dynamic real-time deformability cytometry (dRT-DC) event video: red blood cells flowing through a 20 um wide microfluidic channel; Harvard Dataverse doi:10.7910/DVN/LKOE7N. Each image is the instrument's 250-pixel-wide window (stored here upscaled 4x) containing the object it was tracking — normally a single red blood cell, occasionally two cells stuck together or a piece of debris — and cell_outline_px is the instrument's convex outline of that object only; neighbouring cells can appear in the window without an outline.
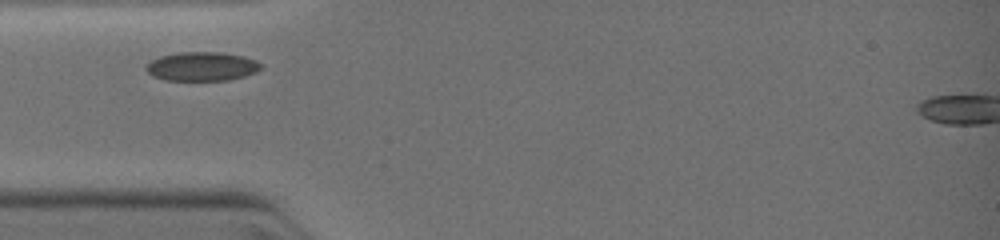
{"species": "common noctule bat (a hibernating species)", "species_latin": "Nyctalus noctula", "temperature_condition": "warm", "stored_images_in_passage": 4, "camera_frame_rate_fps": 3000, "um_per_image_px": 0.085, "animal": {"sex": "female", "body_mass_g": 19.0, "forearm_length_mm": 51.5}, "frame": {"image": 1, "passage_image": 1, "time_ms": 0.0, "image_size_px": [1000, 240], "cell_outline_px": [[264, 68], [256, 72], [244, 76], [228, 80], [164, 80], [152, 76], [144, 68], [152, 60], [160, 56], [180, 52], [220, 52], [244, 56], [256, 60]], "centroid_in_image_um": [17.17, 5.64], "position_along_channel_um": 67.8, "area_um2": 19.42}}
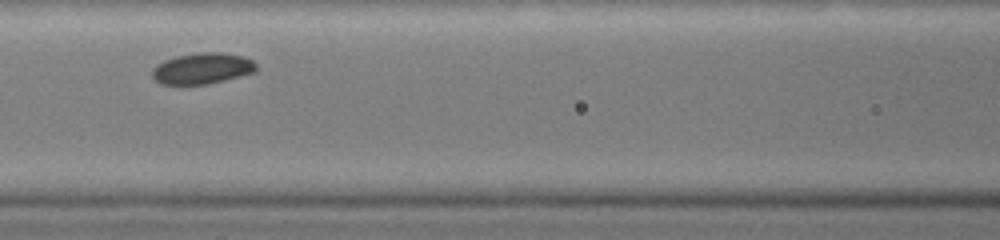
{"frame": {"image": 2, "passage_image": 3, "time_ms": 1.667, "image_size_px": [1000, 240], "cell_outline_px": [[256, 72], [208, 84], [160, 84], [152, 76], [152, 68], [164, 60], [176, 56], [200, 52], [224, 52], [244, 56], [252, 60], [256, 64]], "centroid_in_image_um": [17.21, 5.81], "position_along_channel_um": 149.4, "area_um2": 18.9}}
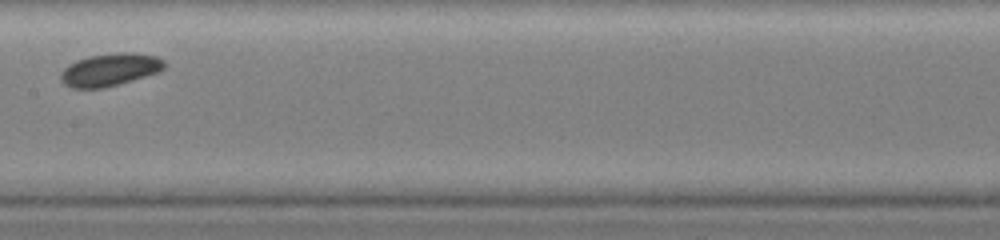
{"frame": {"image": 3, "passage_image": 4, "time_ms": 2.667, "image_size_px": [1000, 240], "cell_outline_px": [[164, 68], [160, 72], [120, 84], [100, 88], [72, 88], [64, 84], [60, 80], [60, 72], [68, 64], [76, 60], [88, 56], [116, 52], [128, 52], [156, 56], [164, 60]], "centroid_in_image_um": [9.32, 5.92], "position_along_channel_um": 198.1, "area_um2": 19.88}}